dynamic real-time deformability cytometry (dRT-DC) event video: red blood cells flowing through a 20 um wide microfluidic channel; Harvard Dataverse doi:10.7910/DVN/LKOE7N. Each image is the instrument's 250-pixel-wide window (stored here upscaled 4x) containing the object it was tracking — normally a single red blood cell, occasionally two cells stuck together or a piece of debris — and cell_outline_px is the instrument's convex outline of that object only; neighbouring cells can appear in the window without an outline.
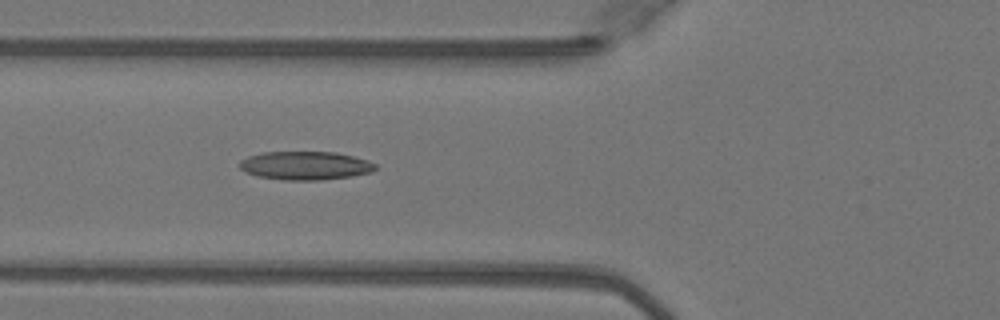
{"species": "Egyptian fruit bat (a non-hibernating species)", "species_latin": "Rousettus aegyptiacus", "temperature_condition": "warm", "stored_images_in_passage": 36, "camera_frame_rate_fps": 3000, "um_per_image_px": 0.085, "animal": {"sex": "female"}, "frame": {"image": 1, "passage_image": 6, "time_ms": 1.667, "image_size_px": [1000, 320], "cell_outline_px": [[380, 168], [372, 172], [352, 176], [320, 180], [284, 180], [256, 176], [244, 172], [240, 168], [240, 160], [248, 156], [260, 152], [336, 152], [368, 160], [376, 164]], "centroid_in_image_um": [25.96, 14.07], "position_along_channel_um": 99.8, "area_um2": 22.77}}
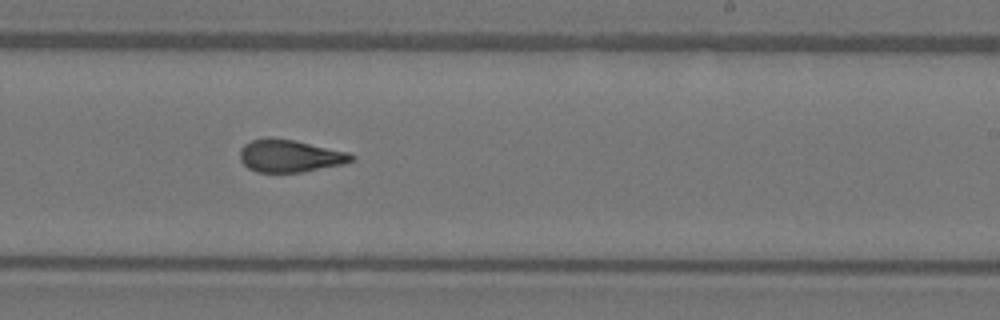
{"frame": {"image": 2, "passage_image": 18, "time_ms": 5.667, "image_size_px": [1000, 320], "cell_outline_px": [[356, 156], [352, 160], [344, 164], [300, 172], [256, 172], [248, 168], [240, 160], [240, 148], [244, 144], [252, 140], [268, 136], [296, 140], [348, 152]], "centroid_in_image_um": [24.61, 13.23], "position_along_channel_um": 264.4, "area_um2": 21.27}}
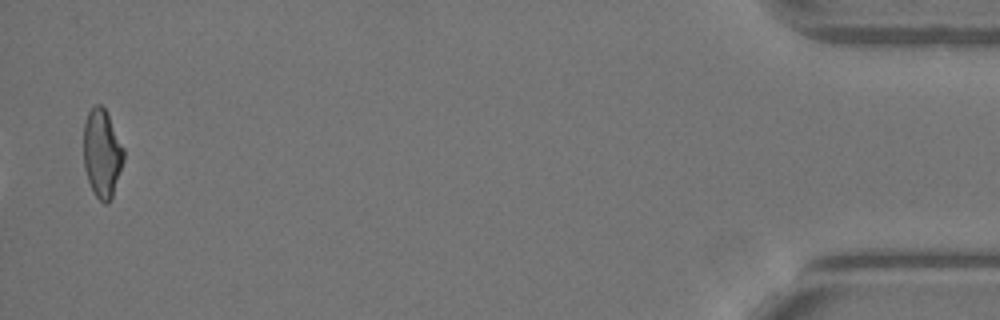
{"frame": {"image": 3, "passage_image": 36, "time_ms": 11.667, "image_size_px": [1000, 320], "cell_outline_px": [[124, 160], [112, 200], [108, 204], [104, 204], [96, 196], [88, 180], [84, 168], [84, 120], [88, 112], [96, 104], [100, 104], [104, 108], [124, 148]], "centroid_in_image_um": [8.68, 13.07], "position_along_channel_um": 426.5, "area_um2": 20.63}, "authors_computed_cell_mechanics": {"area_um2": 21.386, "velocity_mm_per_s": 4.1151, "shape_relaxation_time_tau1_ms": null, "shape_relaxation_time_tau2_ms": 1.4724, "deformation_change_tau1": null, "deformation_change_tau2": 0.0983}}